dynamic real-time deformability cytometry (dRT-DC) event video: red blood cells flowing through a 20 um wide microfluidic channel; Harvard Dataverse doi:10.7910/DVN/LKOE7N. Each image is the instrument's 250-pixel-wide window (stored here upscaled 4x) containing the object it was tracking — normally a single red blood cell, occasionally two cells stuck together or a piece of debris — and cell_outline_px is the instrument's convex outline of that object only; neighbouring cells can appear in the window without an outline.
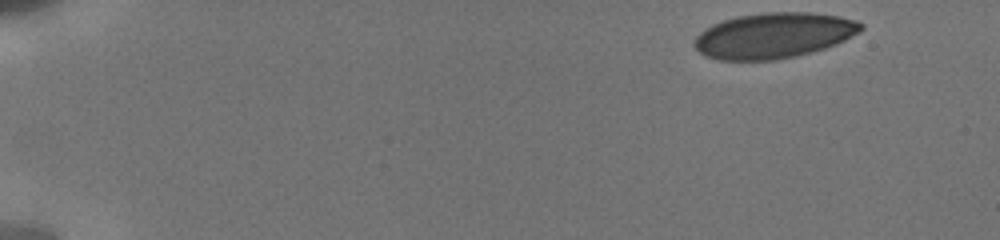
{"species": "human", "species_latin": "Homo sapiens", "temperature_condition": "cold", "stored_images_in_passage": 9, "camera_frame_rate_fps": 3000, "um_per_image_px": 0.085, "donor": {"sex": "male"}, "frame": {"image": 1, "passage_image": 1, "time_ms": 0.0, "image_size_px": [1000, 240], "cell_outline_px": [[864, 28], [860, 32], [836, 44], [812, 52], [776, 60], [720, 60], [704, 56], [696, 48], [692, 40], [704, 28], [712, 24], [724, 20], [740, 16], [764, 12], [812, 12], [836, 16], [856, 20], [864, 24]], "centroid_in_image_um": [65.76, 3.01], "position_along_channel_um": 19.2, "area_um2": 44.27}}
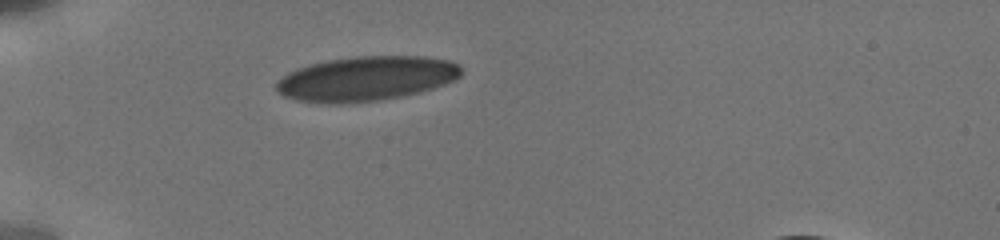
{"frame": {"image": 2, "passage_image": 7, "time_ms": 4.0, "image_size_px": [1000, 240], "cell_outline_px": [[464, 72], [456, 80], [420, 92], [404, 96], [380, 100], [340, 104], [328, 104], [296, 100], [284, 96], [276, 88], [276, 84], [288, 72], [308, 64], [328, 60], [352, 56], [424, 56], [448, 60], [460, 64]], "centroid_in_image_um": [31.17, 6.68], "position_along_channel_um": 53.8, "area_um2": 48.38}}